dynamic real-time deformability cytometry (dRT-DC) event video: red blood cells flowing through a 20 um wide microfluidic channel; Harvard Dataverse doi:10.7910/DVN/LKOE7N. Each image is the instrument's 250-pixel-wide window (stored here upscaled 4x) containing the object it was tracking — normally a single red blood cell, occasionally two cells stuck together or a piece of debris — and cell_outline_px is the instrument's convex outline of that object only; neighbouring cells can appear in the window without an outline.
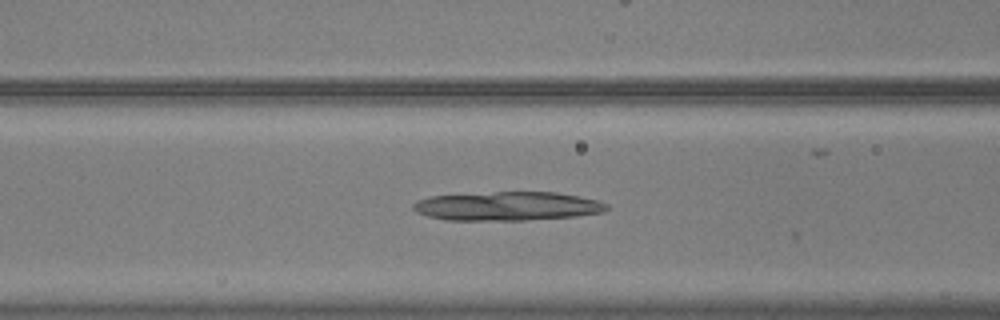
{"species": "common noctule bat (a hibernating species)", "species_latin": "Nyctalus noctula", "temperature_condition": "warm", "stored_images_in_passage": 29, "camera_frame_rate_fps": 3000, "um_per_image_px": 0.085, "animal": {"sex": "male", "body_mass_g": 20.5, "forearm_length_mm": 52.5}, "frame": {"image": 1, "passage_image": 4, "time_ms": 1.0, "image_size_px": [1000, 320], "cell_outline_px": [[608, 208], [604, 212], [576, 216], [524, 220], [448, 220], [428, 216], [416, 212], [412, 208], [412, 204], [428, 196], [496, 192], [556, 192], [596, 200], [608, 204]], "centroid_in_image_um": [43.12, 17.52], "position_along_channel_um": 123.5, "area_um2": 32.37}}
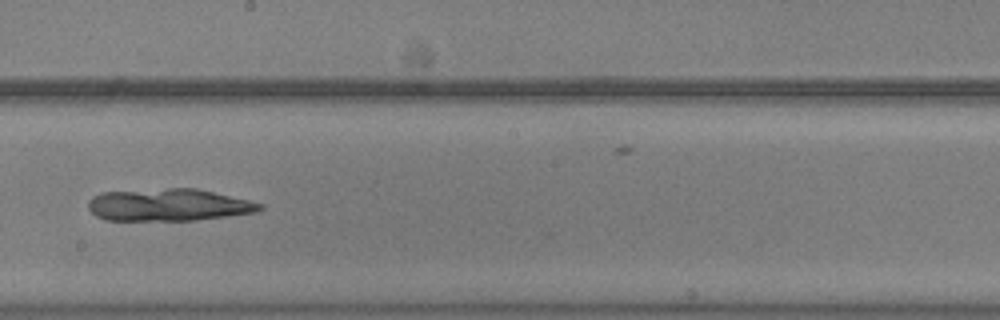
{"frame": {"image": 2, "passage_image": 13, "time_ms": 4.0, "image_size_px": [1000, 320], "cell_outline_px": [[264, 208], [256, 212], [196, 220], [104, 220], [96, 216], [88, 208], [88, 200], [92, 196], [100, 192], [168, 188], [196, 188], [248, 200], [264, 204]], "centroid_in_image_um": [14.3, 17.41], "position_along_channel_um": 233.9, "area_um2": 32.31}}
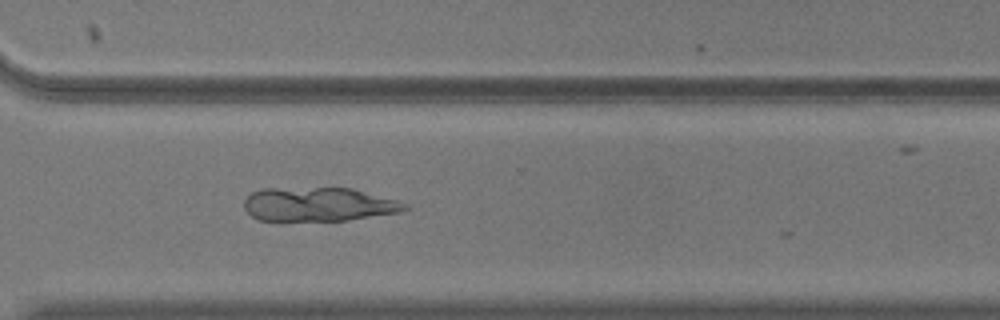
{"frame": {"image": 3, "passage_image": 22, "time_ms": 7.0, "image_size_px": [1000, 320], "cell_outline_px": [[408, 208], [400, 212], [348, 220], [280, 224], [260, 220], [252, 216], [244, 208], [244, 200], [252, 192], [264, 188], [352, 188], [396, 200], [408, 204]], "centroid_in_image_um": [27.0, 17.42], "position_along_channel_um": 343.6, "area_um2": 32.77}}